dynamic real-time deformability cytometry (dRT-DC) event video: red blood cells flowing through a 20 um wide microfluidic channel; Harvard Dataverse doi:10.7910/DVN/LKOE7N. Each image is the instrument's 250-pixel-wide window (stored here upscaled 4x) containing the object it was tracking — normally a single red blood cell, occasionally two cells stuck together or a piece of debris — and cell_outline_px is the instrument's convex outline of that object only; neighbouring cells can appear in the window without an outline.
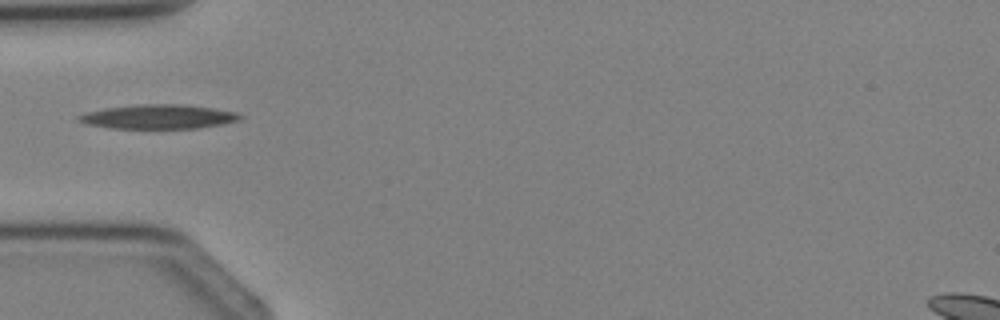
{"species": "Egyptian fruit bat (a non-hibernating species)", "species_latin": "Rousettus aegyptiacus", "temperature_condition": "cold", "stored_images_in_passage": 1, "camera_frame_rate_fps": 3000, "um_per_image_px": 0.085, "animal": {"sex": "female"}, "frame": {"image": 1, "passage_image": 1, "time_ms": 0.0, "image_size_px": [1000, 320], "cell_outline_px": [[244, 116], [240, 120], [224, 124], [200, 128], [108, 128], [88, 124], [76, 120], [76, 116], [88, 112], [104, 108], [140, 104], [176, 104], [212, 108], [236, 112]], "centroid_in_image_um": [13.48, 9.92], "position_along_channel_um": 71.5, "area_um2": 22.77}}